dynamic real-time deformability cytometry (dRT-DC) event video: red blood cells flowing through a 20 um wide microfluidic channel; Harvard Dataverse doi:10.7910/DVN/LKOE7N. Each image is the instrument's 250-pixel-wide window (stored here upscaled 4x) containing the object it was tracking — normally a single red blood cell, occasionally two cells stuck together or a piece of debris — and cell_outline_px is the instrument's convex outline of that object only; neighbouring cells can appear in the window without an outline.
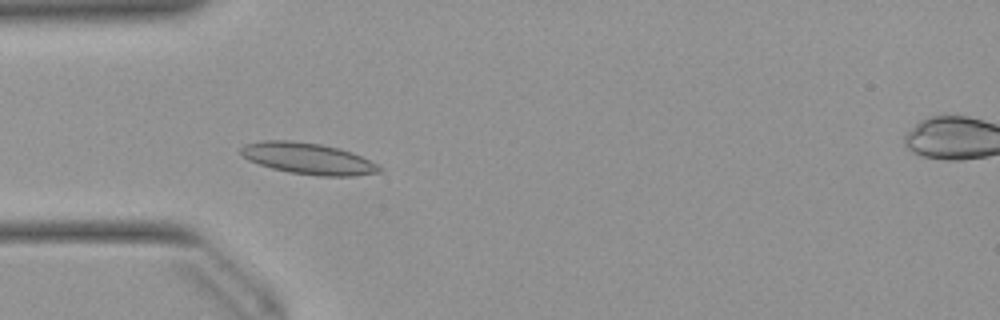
{"species": "Egyptian fruit bat (a non-hibernating species)", "species_latin": "Rousettus aegyptiacus", "temperature_condition": "warm", "stored_images_in_passage": 39, "camera_frame_rate_fps": 3000, "um_per_image_px": 0.085, "animal": {"sex": "female"}, "frame": {"image": 1, "passage_image": 14, "time_ms": 4.333, "image_size_px": [1000, 320], "cell_outline_px": [[384, 172], [352, 176], [320, 176], [288, 172], [272, 168], [248, 160], [240, 152], [240, 148], [244, 144], [264, 140], [292, 140], [320, 144], [340, 148], [352, 152], [384, 168]], "centroid_in_image_um": [26.2, 13.48], "position_along_channel_um": 58.8, "area_um2": 25.37}}
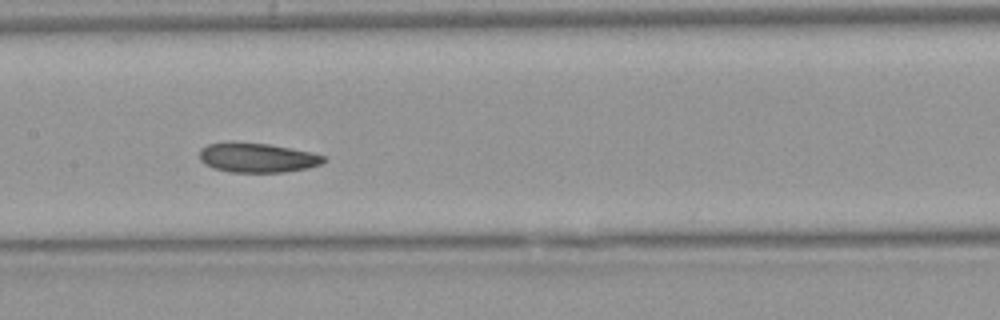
{"frame": {"image": 2, "passage_image": 24, "time_ms": 7.667, "image_size_px": [1000, 320], "cell_outline_px": [[324, 160], [320, 164], [308, 168], [284, 172], [232, 172], [212, 168], [204, 164], [200, 160], [200, 148], [208, 144], [228, 140], [236, 140], [268, 144], [312, 152], [324, 156]], "centroid_in_image_um": [21.79, 13.37], "position_along_channel_um": 185.6, "area_um2": 21.73}}
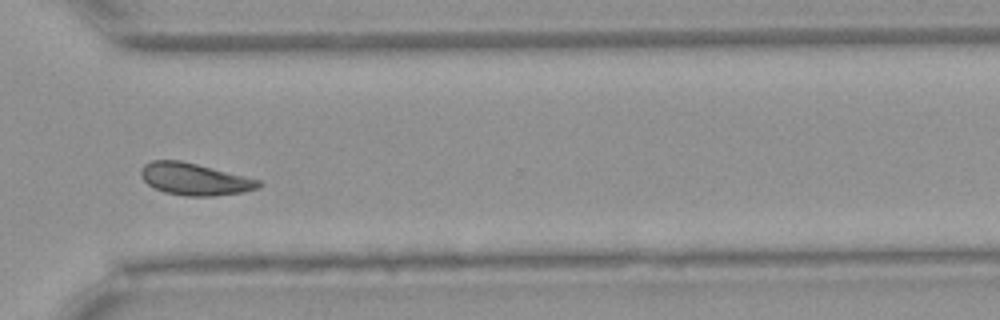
{"frame": {"image": 3, "passage_image": 37, "time_ms": 12.0, "image_size_px": [1000, 320], "cell_outline_px": [[260, 188], [244, 192], [212, 196], [184, 196], [164, 192], [148, 184], [140, 176], [140, 168], [144, 164], [152, 160], [180, 160], [260, 180]], "centroid_in_image_um": [16.51, 15.23], "position_along_channel_um": 354.1, "area_um2": 21.85}, "authors_computed_cell_mechanics": {"area_um2": 22.253, "velocity_mm_per_s": 3.8882, "shape_relaxation_time_tau1_ms": 5.3614, "shape_relaxation_time_tau2_ms": 5.7336, "deformation_change_tau1": 0.0914, "deformation_change_tau2": 0.0876}}